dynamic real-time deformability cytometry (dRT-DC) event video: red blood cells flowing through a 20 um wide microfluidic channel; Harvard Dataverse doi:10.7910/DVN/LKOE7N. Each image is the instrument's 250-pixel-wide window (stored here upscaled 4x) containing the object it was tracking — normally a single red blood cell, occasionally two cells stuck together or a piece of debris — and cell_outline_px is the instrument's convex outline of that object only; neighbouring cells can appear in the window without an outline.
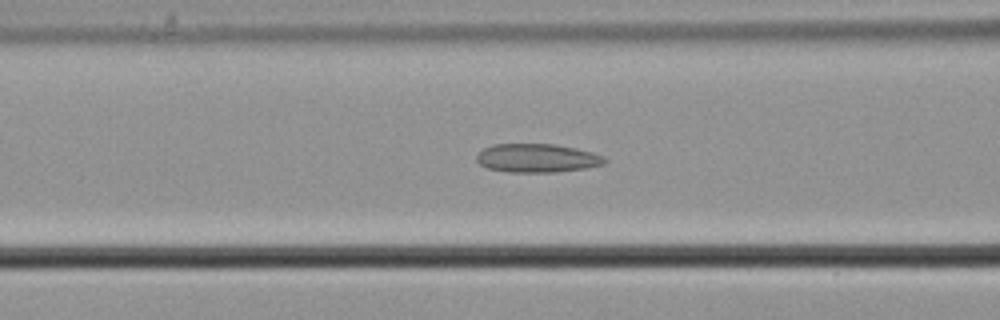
{"species": "common noctule bat (a hibernating species)", "species_latin": "Nyctalus noctula", "temperature_condition": "cold", "stored_images_in_passage": 32, "camera_frame_rate_fps": 3000, "um_per_image_px": 0.085, "animal": {"sex": "male", "body_mass_g": 21.5, "forearm_length_mm": 52.0}, "frame": {"image": 1, "passage_image": 10, "time_ms": 3.0, "image_size_px": [1000, 320], "cell_outline_px": [[608, 160], [604, 164], [588, 168], [556, 172], [508, 172], [488, 168], [480, 164], [476, 160], [476, 156], [484, 148], [492, 144], [552, 144], [576, 148], [592, 152], [604, 156]], "centroid_in_image_um": [45.68, 13.44], "position_along_channel_um": 120.9, "area_um2": 21.44}}
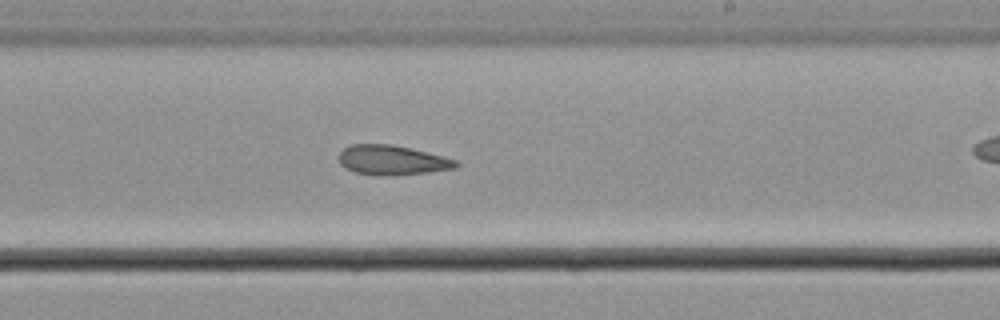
{"frame": {"image": 2, "passage_image": 21, "time_ms": 6.667, "image_size_px": [1000, 320], "cell_outline_px": [[460, 164], [456, 168], [428, 172], [396, 176], [376, 176], [356, 172], [344, 168], [340, 164], [340, 152], [344, 148], [352, 144], [392, 144], [456, 160]], "centroid_in_image_um": [33.3, 13.63], "position_along_channel_um": 255.7, "area_um2": 20.17}}
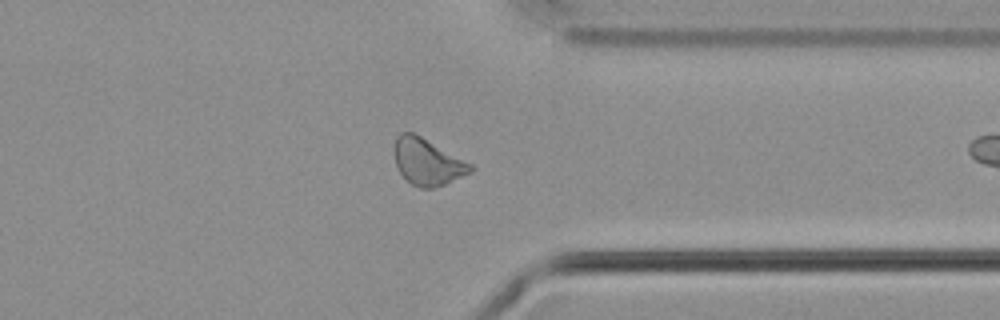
{"frame": {"image": 3, "passage_image": 31, "time_ms": 10.0, "image_size_px": [1000, 320], "cell_outline_px": [[476, 168], [472, 172], [444, 184], [432, 188], [420, 188], [412, 184], [400, 172], [396, 164], [396, 136], [400, 132], [412, 132], [420, 136], [472, 164]], "centroid_in_image_um": [36.36, 13.76], "position_along_channel_um": 375.0, "area_um2": 20.17}}